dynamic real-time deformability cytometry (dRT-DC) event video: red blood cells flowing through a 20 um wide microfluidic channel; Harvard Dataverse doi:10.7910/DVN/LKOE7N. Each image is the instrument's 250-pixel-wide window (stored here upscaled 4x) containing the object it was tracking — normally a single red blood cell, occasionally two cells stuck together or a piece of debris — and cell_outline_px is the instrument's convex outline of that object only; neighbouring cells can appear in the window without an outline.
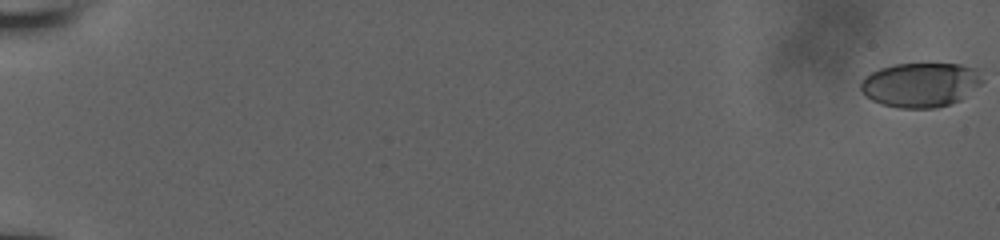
{"species": "human", "species_latin": "Homo sapiens", "temperature_condition": "room temperature", "stored_images_in_passage": 34, "camera_frame_rate_fps": 3000, "um_per_image_px": 0.085, "donor": {"sex": "male"}, "frame": {"image": 1, "passage_image": 1, "time_ms": 0.0, "image_size_px": [1000, 240], "cell_outline_px": [[984, 80], [980, 84], [960, 100], [936, 108], [900, 108], [880, 104], [864, 96], [860, 88], [860, 84], [864, 76], [880, 68], [896, 64], [960, 64], [976, 68]], "centroid_in_image_um": [78.22, 7.21], "position_along_channel_um": 6.8, "area_um2": 31.56}}
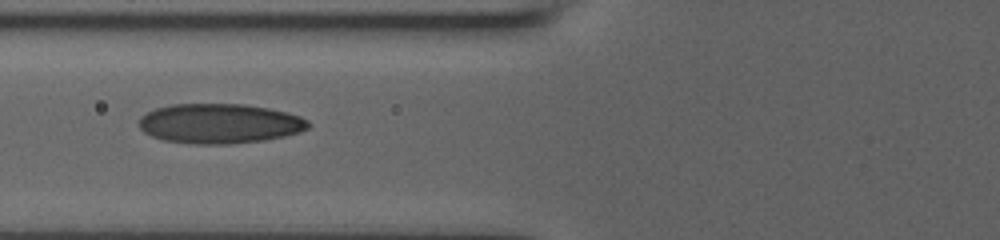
{"frame": {"image": 2, "passage_image": 20, "time_ms": 8.667, "image_size_px": [1000, 240], "cell_outline_px": [[312, 124], [308, 128], [300, 132], [284, 136], [264, 140], [228, 144], [196, 144], [164, 140], [152, 136], [144, 132], [140, 128], [140, 116], [156, 108], [172, 104], [244, 104], [268, 108], [300, 116], [308, 120]], "centroid_in_image_um": [18.68, 10.5], "position_along_channel_um": 107.1, "area_um2": 39.19}}
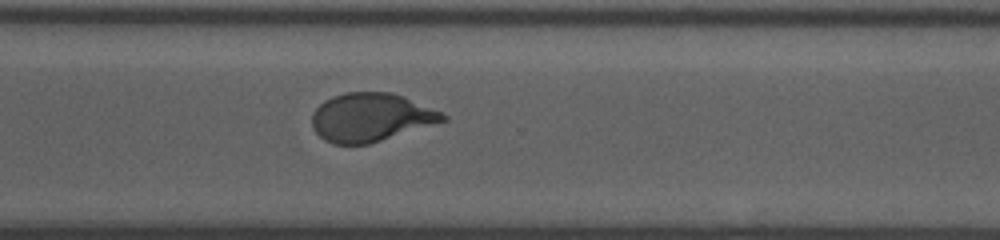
{"frame": {"image": 3, "passage_image": 34, "time_ms": 14.667, "image_size_px": [1000, 240], "cell_outline_px": [[448, 120], [368, 144], [332, 144], [324, 140], [312, 128], [312, 112], [324, 100], [332, 96], [344, 92], [392, 92], [404, 96], [440, 112], [448, 116]], "centroid_in_image_um": [31.49, 9.97], "position_along_channel_um": 339.1, "area_um2": 36.88}}